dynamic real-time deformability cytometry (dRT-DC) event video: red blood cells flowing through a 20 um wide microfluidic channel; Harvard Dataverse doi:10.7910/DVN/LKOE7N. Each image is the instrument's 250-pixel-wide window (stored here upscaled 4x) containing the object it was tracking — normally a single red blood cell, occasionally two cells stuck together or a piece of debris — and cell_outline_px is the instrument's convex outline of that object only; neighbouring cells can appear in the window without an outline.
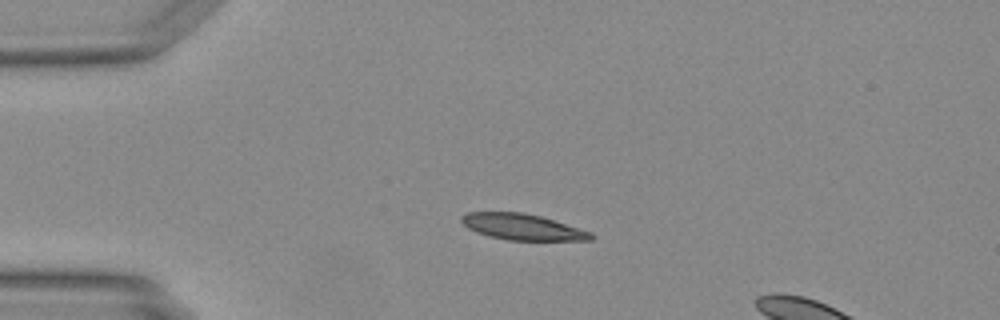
{"species": "Egyptian fruit bat (a non-hibernating species)", "species_latin": "Rousettus aegyptiacus", "temperature_condition": "warm", "stored_images_in_passage": 5, "camera_frame_rate_fps": 3000, "um_per_image_px": 0.085, "animal": {"sex": "female"}, "frame": {"image": 1, "passage_image": 1, "time_ms": 0.0, "image_size_px": [1000, 320], "cell_outline_px": [[596, 236], [592, 240], [508, 240], [476, 232], [468, 228], [460, 220], [460, 216], [468, 212], [524, 212], [540, 216], [592, 232]], "centroid_in_image_um": [44.41, 19.28], "position_along_channel_um": 40.6, "area_um2": 19.54}}